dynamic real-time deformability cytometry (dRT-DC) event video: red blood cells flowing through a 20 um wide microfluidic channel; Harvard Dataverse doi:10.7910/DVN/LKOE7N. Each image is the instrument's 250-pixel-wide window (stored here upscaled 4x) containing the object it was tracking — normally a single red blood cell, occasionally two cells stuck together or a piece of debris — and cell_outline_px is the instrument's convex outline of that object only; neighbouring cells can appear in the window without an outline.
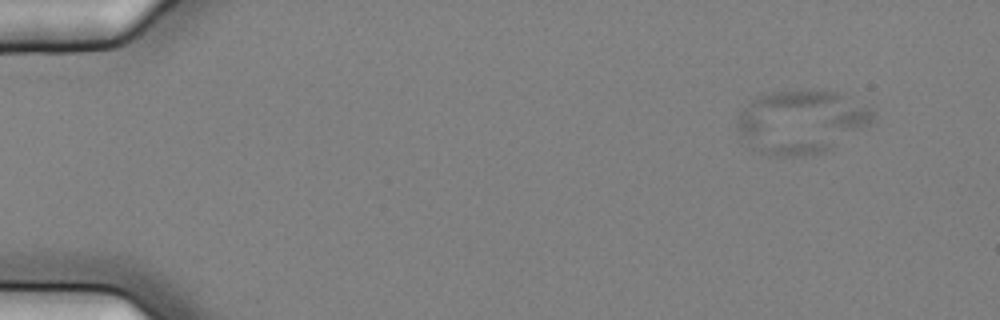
{"species": "common noctule bat (a hibernating species)", "species_latin": "Nyctalus noctula", "temperature_condition": "cold", "stored_images_in_passage": 6, "camera_frame_rate_fps": 3000, "um_per_image_px": 0.085, "animal": {"sex": "female", "body_mass_g": 25.1}, "frame": {"image": 1, "passage_image": 3, "time_ms": 0.667, "image_size_px": [1000, 320], "cell_outline_px": [[876, 112], [872, 124], [828, 148], [820, 152], [796, 156], [768, 156], [752, 148], [740, 136], [736, 128], [736, 116], [756, 96], [788, 88], [836, 92], [872, 108]], "centroid_in_image_um": [68.06, 10.32], "position_along_channel_um": 16.9, "area_um2": 50.29}}